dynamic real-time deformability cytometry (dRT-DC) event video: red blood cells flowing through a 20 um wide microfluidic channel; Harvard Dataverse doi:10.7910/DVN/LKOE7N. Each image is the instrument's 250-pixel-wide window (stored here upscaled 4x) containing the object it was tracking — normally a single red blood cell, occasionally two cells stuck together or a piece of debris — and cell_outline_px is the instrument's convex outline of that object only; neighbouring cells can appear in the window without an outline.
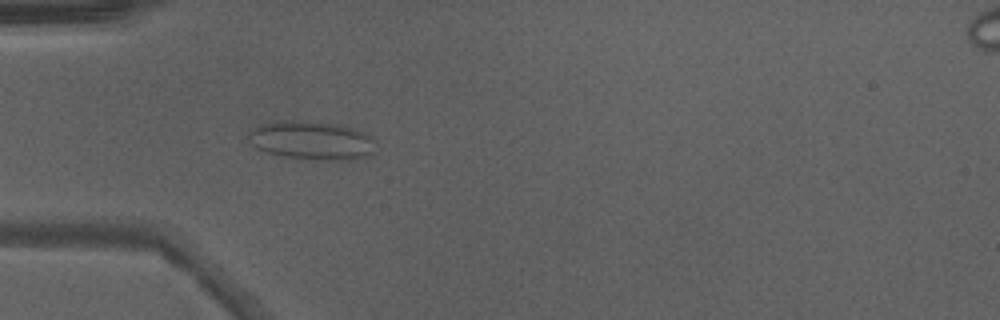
{"species": "Egyptian fruit bat (a non-hibernating species)", "species_latin": "Rousettus aegyptiacus", "temperature_condition": "warm", "stored_images_in_passage": 18, "camera_frame_rate_fps": 3000, "um_per_image_px": 0.085, "animal": {"sex": "male"}, "frame": {"image": 1, "passage_image": 15, "time_ms": 4.667, "image_size_px": [1000, 320], "cell_outline_px": [[376, 140], [368, 152], [356, 160], [312, 160], [284, 156], [268, 152], [256, 148], [248, 140], [248, 132], [264, 124], [284, 120], [292, 120], [336, 124], [356, 128]], "centroid_in_image_um": [26.47, 11.94], "position_along_channel_um": 58.5, "area_um2": 28.21}}